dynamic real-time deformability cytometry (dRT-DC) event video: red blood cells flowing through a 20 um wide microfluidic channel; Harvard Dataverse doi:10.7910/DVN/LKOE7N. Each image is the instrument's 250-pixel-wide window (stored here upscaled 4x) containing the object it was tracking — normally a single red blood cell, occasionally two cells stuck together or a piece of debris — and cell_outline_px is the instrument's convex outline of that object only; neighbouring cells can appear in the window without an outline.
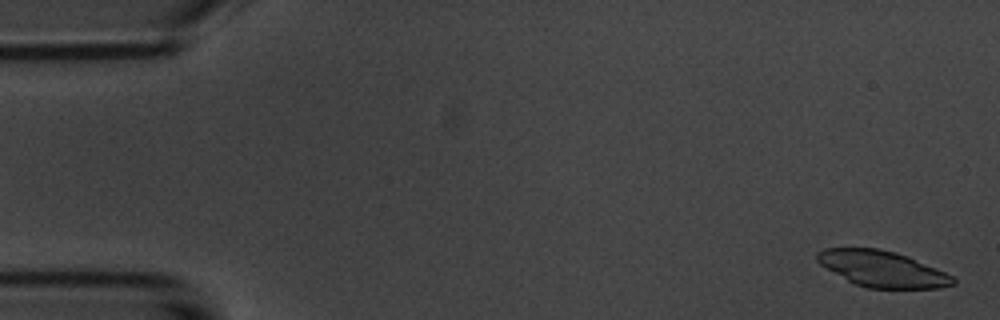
{"species": "common noctule bat (a hibernating species)", "species_latin": "Nyctalus noctula", "temperature_condition": "room temperature", "stored_images_in_passage": 4, "camera_frame_rate_fps": 3000, "um_per_image_px": 0.085, "animal": {"sex": "male", "body_mass_g": 20.1, "forearm_length_mm": 53.5}, "frame": {"image": 1, "passage_image": 1, "time_ms": 0.0, "image_size_px": [1000, 320], "cell_outline_px": [[956, 284], [940, 288], [868, 288], [856, 284], [848, 280], [820, 264], [816, 260], [816, 252], [824, 248], [876, 248], [896, 252], [908, 256], [936, 268], [952, 276], [956, 280]], "centroid_in_image_um": [75.0, 22.85], "position_along_channel_um": 10.0, "area_um2": 28.32}}